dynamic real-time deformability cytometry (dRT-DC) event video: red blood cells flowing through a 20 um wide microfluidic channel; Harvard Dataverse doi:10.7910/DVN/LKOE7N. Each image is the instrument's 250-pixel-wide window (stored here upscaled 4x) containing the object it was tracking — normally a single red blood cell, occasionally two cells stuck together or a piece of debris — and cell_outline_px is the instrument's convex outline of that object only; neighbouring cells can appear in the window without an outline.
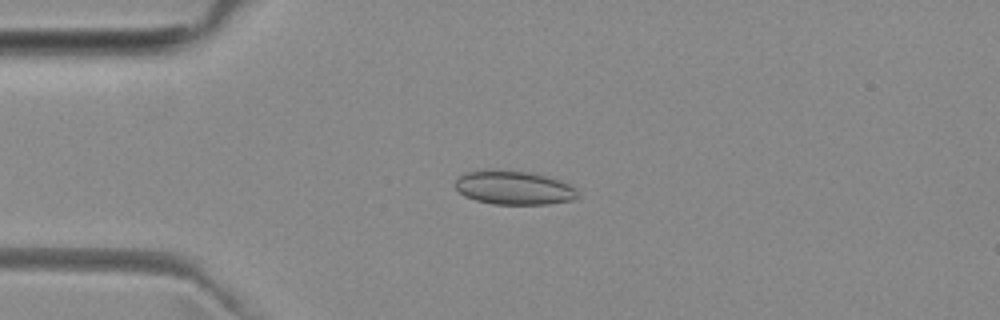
{"species": "common noctule bat (a hibernating species)", "species_latin": "Nyctalus noctula", "temperature_condition": "room temperature", "stored_images_in_passage": 4, "camera_frame_rate_fps": 3000, "um_per_image_px": 0.085, "animal": {"sex": "female", "body_mass_g": 29.2, "forearm_length_mm": 56.3}, "frame": {"image": 1, "passage_image": 1, "time_ms": 0.0, "image_size_px": [1000, 320], "cell_outline_px": [[580, 196], [576, 200], [548, 204], [492, 204], [476, 200], [464, 196], [456, 188], [456, 180], [464, 172], [528, 172], [548, 176], [572, 184], [576, 188]], "centroid_in_image_um": [43.79, 16.0], "position_along_channel_um": 41.2, "area_um2": 23.76}}